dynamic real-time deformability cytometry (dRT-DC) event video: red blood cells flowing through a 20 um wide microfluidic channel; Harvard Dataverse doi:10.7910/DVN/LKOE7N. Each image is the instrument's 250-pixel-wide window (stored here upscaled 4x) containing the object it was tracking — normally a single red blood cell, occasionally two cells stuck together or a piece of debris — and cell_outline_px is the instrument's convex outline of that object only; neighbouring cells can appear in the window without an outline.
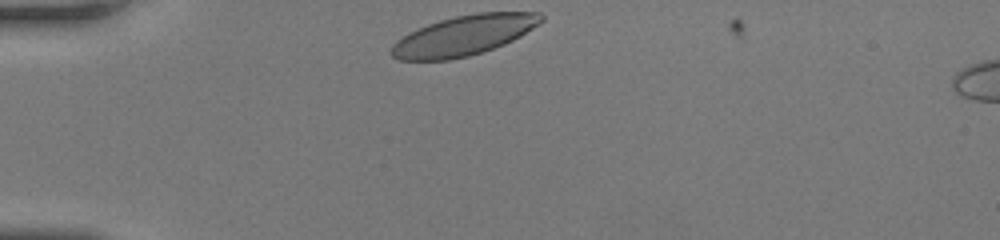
{"species": "human", "species_latin": "Homo sapiens", "temperature_condition": "room temperature", "stored_images_in_passage": 29, "camera_frame_rate_fps": 3000, "um_per_image_px": 0.085, "donor": {"sex": "female"}, "frame": {"image": 1, "passage_image": 1, "time_ms": 0.0, "image_size_px": [1000, 240], "cell_outline_px": [[544, 20], [520, 36], [504, 44], [468, 56], [448, 60], [400, 60], [392, 56], [392, 44], [396, 40], [408, 32], [428, 24], [440, 20], [456, 16], [476, 12], [540, 12], [544, 16]], "centroid_in_image_um": [39.42, 3.0], "position_along_channel_um": 45.6, "area_um2": 34.68}}
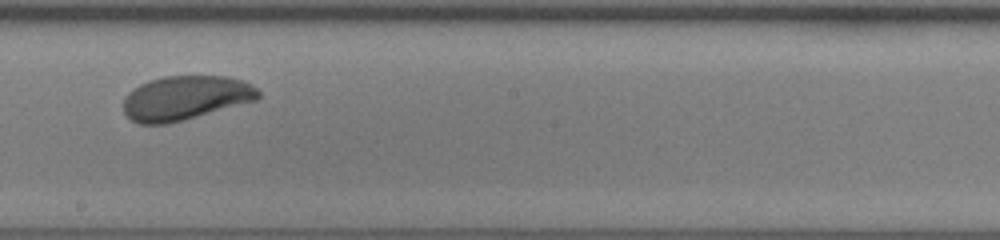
{"frame": {"image": 2, "passage_image": 17, "time_ms": 5.333, "image_size_px": [1000, 240], "cell_outline_px": [[260, 96], [256, 100], [184, 120], [168, 124], [140, 124], [124, 116], [124, 96], [128, 92], [140, 84], [148, 80], [164, 76], [228, 76], [244, 80], [256, 88], [260, 92]], "centroid_in_image_um": [15.73, 8.32], "position_along_channel_um": 232.5, "area_um2": 34.97}}
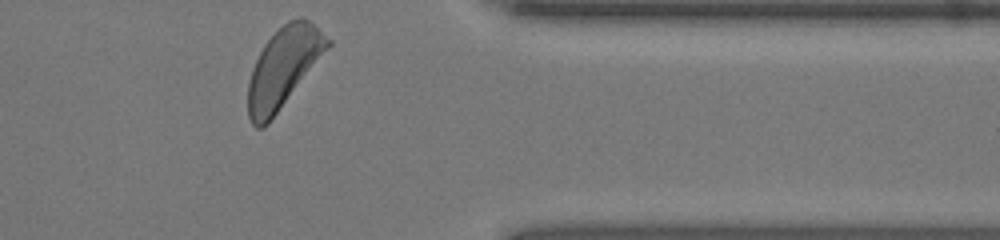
{"frame": {"image": 3, "passage_image": 29, "time_ms": 9.333, "image_size_px": [1000, 240], "cell_outline_px": [[332, 44], [268, 124], [260, 128], [256, 128], [252, 124], [248, 116], [248, 84], [252, 68], [264, 44], [288, 20], [300, 16], [304, 16], [332, 40]], "centroid_in_image_um": [24.1, 5.73], "position_along_channel_um": 387.3, "area_um2": 36.65}, "authors_computed_cell_mechanics": {"area_um2": 35.1424, "velocity_mm_per_s": 4.1346, "shape_relaxation_time_tau1_ms": 2.8295, "shape_relaxation_time_tau2_ms": null, "deformation_change_tau1": 0.1271, "deformation_change_tau2": null}}